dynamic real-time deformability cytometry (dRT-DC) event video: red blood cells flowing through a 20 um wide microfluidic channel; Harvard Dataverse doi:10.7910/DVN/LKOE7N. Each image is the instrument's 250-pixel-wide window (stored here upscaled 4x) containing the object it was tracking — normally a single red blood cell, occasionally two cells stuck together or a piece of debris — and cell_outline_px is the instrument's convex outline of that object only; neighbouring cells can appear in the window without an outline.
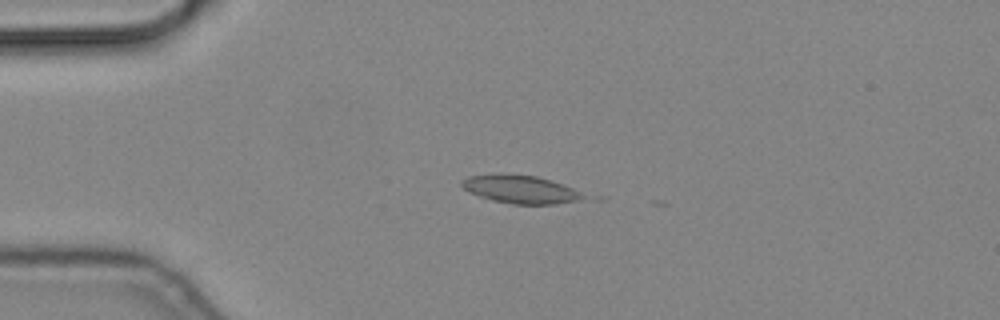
{"species": "common noctule bat (a hibernating species)", "species_latin": "Nyctalus noctula", "temperature_condition": "cold", "stored_images_in_passage": 8, "camera_frame_rate_fps": 3000, "um_per_image_px": 0.085, "animal": {"sex": "male", "body_mass_g": 19.2, "forearm_length_mm": 51.8}, "frame": {"image": 1, "passage_image": 1, "time_ms": 0.0, "image_size_px": [1000, 320], "cell_outline_px": [[588, 196], [576, 200], [556, 204], [512, 204], [492, 200], [476, 196], [468, 192], [460, 184], [460, 180], [468, 176], [536, 176], [572, 188]], "centroid_in_image_um": [44.2, 16.14], "position_along_channel_um": 40.8, "area_um2": 19.07}}
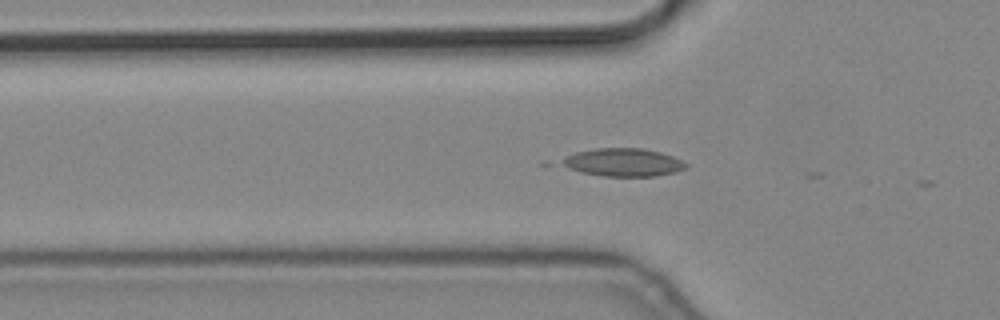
{"frame": {"image": 2, "passage_image": 6, "time_ms": 1.667, "image_size_px": [1000, 320], "cell_outline_px": [[688, 168], [676, 172], [656, 176], [604, 176], [580, 172], [568, 168], [560, 164], [560, 160], [576, 152], [596, 148], [644, 148], [660, 152], [672, 156], [688, 164]], "centroid_in_image_um": [52.98, 13.8], "position_along_channel_um": 72.8, "area_um2": 20.29}}